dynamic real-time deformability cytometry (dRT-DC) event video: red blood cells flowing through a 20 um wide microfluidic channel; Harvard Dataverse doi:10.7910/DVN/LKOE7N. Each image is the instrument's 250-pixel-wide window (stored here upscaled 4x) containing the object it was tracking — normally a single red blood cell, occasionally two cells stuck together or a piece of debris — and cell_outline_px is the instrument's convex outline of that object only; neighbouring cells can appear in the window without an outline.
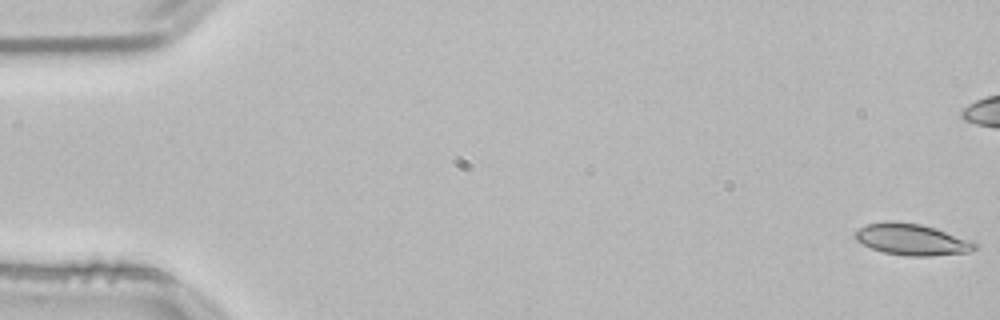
{"species": "common noctule bat (a hibernating species)", "species_latin": "Nyctalus noctula", "temperature_condition": "room temperature", "stored_images_in_passage": 54, "camera_frame_rate_fps": 3000, "um_per_image_px": 0.085, "animal": {"sex": "male", "body_mass_g": 21.5, "forearm_length_mm": 52.0}, "frame": {"image": 1, "passage_image": 1, "time_ms": 0.0, "image_size_px": [1000, 320], "cell_outline_px": [[980, 248], [972, 252], [932, 256], [908, 256], [884, 252], [872, 248], [856, 240], [852, 236], [860, 228], [868, 224], [888, 220], [896, 220], [920, 224], [936, 228], [976, 240]], "centroid_in_image_um": [77.62, 20.35], "position_along_channel_um": 7.4, "area_um2": 22.48}}
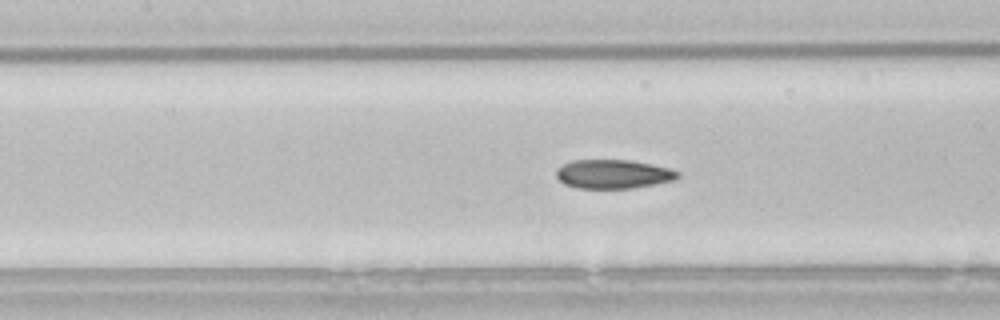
{"frame": {"image": 2, "passage_image": 24, "time_ms": 7.667, "image_size_px": [1000, 320], "cell_outline_px": [[680, 176], [672, 180], [632, 188], [576, 188], [564, 184], [556, 176], [556, 168], [572, 160], [628, 160], [652, 164], [668, 168], [680, 172]], "centroid_in_image_um": [52.09, 14.79], "position_along_channel_um": 155.3, "area_um2": 20.35}}
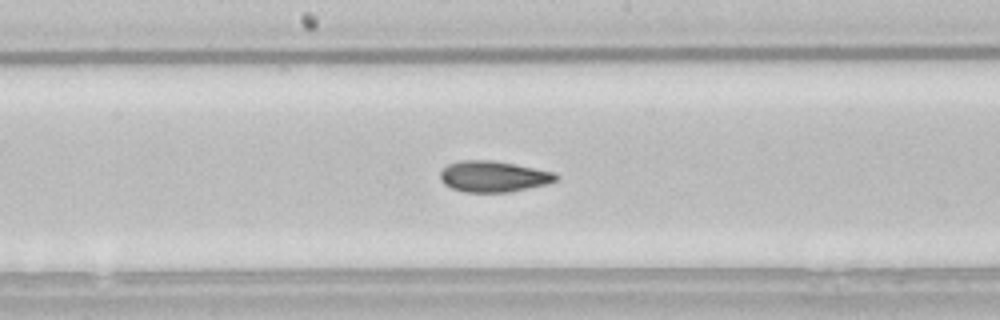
{"frame": {"image": 3, "passage_image": 28, "time_ms": 9.0, "image_size_px": [1000, 320], "cell_outline_px": [[560, 180], [548, 184], [508, 192], [464, 192], [452, 188], [444, 184], [440, 180], [440, 172], [448, 164], [460, 160], [492, 160], [552, 172], [560, 176]], "centroid_in_image_um": [41.93, 15.01], "position_along_channel_um": 206.3, "area_um2": 20.87}, "authors_computed_cell_mechanics": {"area_um2": 21.1259, "velocity_mm_per_s": 3.8247, "shape_relaxation_time_tau1_ms": 10.2894, "shape_relaxation_time_tau2_ms": 1.2744, "deformation_change_tau1": 0.1982, "deformation_change_tau2": 0.0547}}